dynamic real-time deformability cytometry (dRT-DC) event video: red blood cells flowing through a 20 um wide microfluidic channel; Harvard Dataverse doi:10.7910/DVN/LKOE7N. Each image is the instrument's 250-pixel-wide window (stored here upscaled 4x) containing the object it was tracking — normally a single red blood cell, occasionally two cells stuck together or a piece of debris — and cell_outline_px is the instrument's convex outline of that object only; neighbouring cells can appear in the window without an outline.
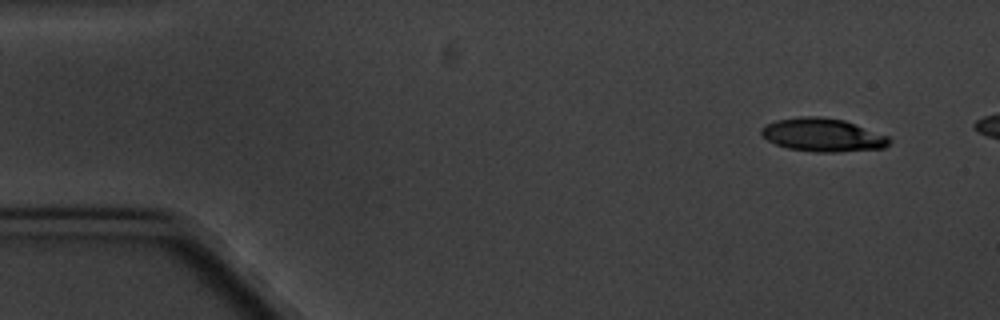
{"species": "common noctule bat (a hibernating species)", "species_latin": "Nyctalus noctula", "temperature_condition": "cold", "stored_images_in_passage": 3, "camera_frame_rate_fps": 3000, "um_per_image_px": 0.085, "animal": {"sex": "male", "body_mass_g": 20.1, "forearm_length_mm": 53.5}, "frame": {"image": 1, "passage_image": 1, "time_ms": 0.0, "image_size_px": [1000, 320], "cell_outline_px": [[892, 140], [884, 148], [836, 152], [816, 152], [788, 148], [776, 144], [768, 140], [760, 132], [760, 128], [764, 124], [776, 120], [800, 116], [820, 116], [844, 120], [888, 136]], "centroid_in_image_um": [69.91, 11.46], "position_along_channel_um": 15.1, "area_um2": 24.8}}